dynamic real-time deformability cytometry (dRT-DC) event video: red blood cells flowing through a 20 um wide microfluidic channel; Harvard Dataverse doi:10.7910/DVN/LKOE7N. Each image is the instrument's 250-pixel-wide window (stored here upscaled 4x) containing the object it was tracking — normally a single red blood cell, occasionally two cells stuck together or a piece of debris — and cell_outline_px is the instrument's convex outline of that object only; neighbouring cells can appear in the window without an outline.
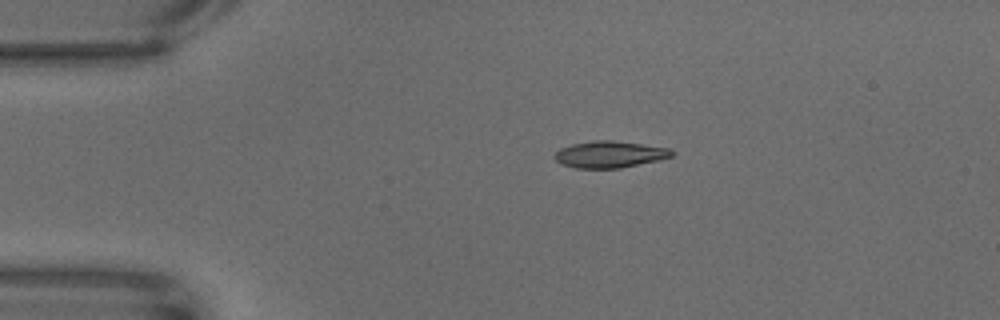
{"species": "common noctule bat (a hibernating species)", "species_latin": "Nyctalus noctula", "temperature_condition": "warm", "stored_images_in_passage": 10, "camera_frame_rate_fps": 3000, "um_per_image_px": 0.085, "animal": {"sex": "male", "body_mass_g": 18.8}, "frame": {"image": 1, "passage_image": 4, "time_ms": 1.0, "image_size_px": [1000, 320], "cell_outline_px": [[660, 156], [628, 164], [604, 168], [600, 168], [576, 164], [588, 144], [628, 144], [648, 148]], "centroid_in_image_um": [52.18, 13.19], "position_along_channel_um": 32.8, "area_um2": 10.17}}